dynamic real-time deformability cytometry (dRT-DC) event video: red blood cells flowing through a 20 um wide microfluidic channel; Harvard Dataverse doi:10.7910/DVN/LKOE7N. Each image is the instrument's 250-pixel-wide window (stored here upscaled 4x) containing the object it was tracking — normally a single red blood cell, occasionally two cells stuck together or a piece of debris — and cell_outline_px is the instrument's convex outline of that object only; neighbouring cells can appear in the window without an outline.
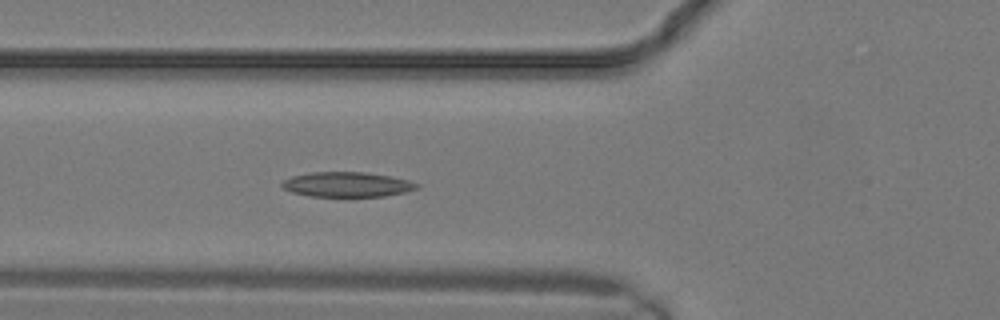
{"species": "common noctule bat (a hibernating species)", "species_latin": "Nyctalus noctula", "temperature_condition": "warm", "stored_images_in_passage": 9, "camera_frame_rate_fps": 3000, "um_per_image_px": 0.085, "animal": {"sex": "male", "body_mass_g": 19.2, "forearm_length_mm": 51.8}, "frame": {"image": 1, "passage_image": 9, "time_ms": 2.667, "image_size_px": [1000, 320], "cell_outline_px": [[420, 188], [404, 192], [384, 196], [308, 196], [292, 192], [284, 188], [280, 184], [284, 180], [292, 176], [312, 172], [364, 172], [392, 176], [408, 180], [420, 184]], "centroid_in_image_um": [29.52, 15.67], "position_along_channel_um": 96.3, "area_um2": 19.54}}